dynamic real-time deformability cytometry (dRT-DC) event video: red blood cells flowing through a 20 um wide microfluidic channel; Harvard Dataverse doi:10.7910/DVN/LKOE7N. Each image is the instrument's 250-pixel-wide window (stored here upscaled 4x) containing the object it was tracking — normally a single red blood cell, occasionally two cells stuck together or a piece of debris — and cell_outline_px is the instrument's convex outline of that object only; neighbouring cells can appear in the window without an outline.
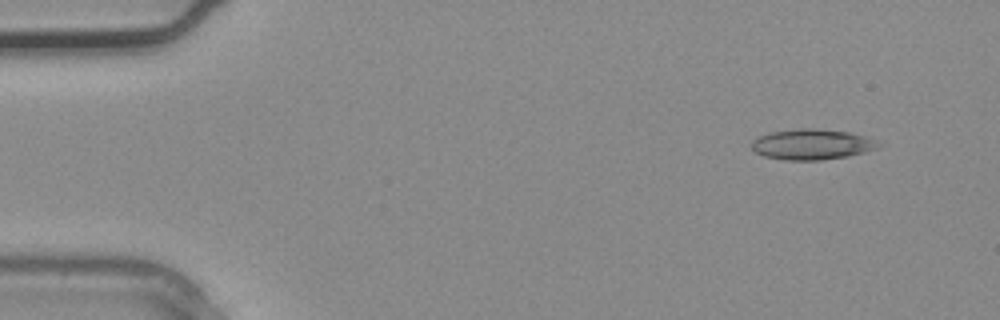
{"species": "common noctule bat (a hibernating species)", "species_latin": "Nyctalus noctula", "temperature_condition": "warm", "stored_images_in_passage": 2, "camera_frame_rate_fps": 3000, "um_per_image_px": 0.085, "animal": {"sex": "male", "body_mass_g": 20.4}, "frame": {"image": 1, "passage_image": 1, "time_ms": 0.0, "image_size_px": [1000, 320], "cell_outline_px": [[884, 144], [876, 148], [864, 152], [848, 156], [820, 160], [784, 160], [764, 156], [756, 152], [752, 148], [752, 140], [756, 136], [768, 132], [800, 128], [816, 128], [848, 132], [864, 136], [876, 140]], "centroid_in_image_um": [68.99, 12.26], "position_along_channel_um": 16.0, "area_um2": 22.72}}